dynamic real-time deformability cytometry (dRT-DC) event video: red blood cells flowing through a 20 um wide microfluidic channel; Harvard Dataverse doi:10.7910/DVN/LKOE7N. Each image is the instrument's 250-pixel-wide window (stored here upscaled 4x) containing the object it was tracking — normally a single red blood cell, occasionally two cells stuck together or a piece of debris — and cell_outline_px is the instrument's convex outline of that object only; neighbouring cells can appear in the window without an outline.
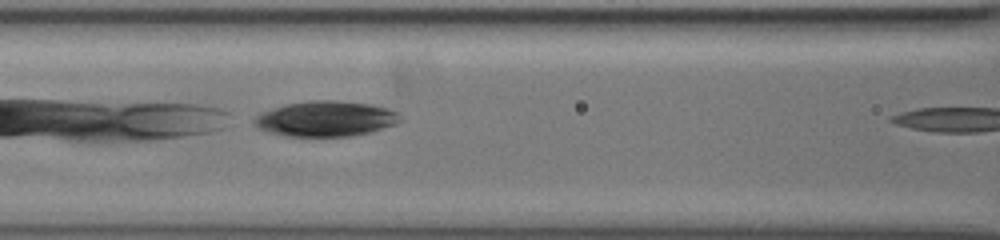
{"species": "common noctule bat (a hibernating species)", "species_latin": "Nyctalus noctula", "temperature_condition": "warm", "stored_images_in_passage": 13, "camera_frame_rate_fps": 3000, "um_per_image_px": 0.085, "animal": {"sex": "female", "body_mass_g": 19.5, "forearm_length_mm": 54.1}, "frame": {"image": 1, "passage_image": 11, "time_ms": 3.333, "image_size_px": [1000, 240], "cell_outline_px": [[404, 120], [396, 124], [372, 132], [352, 136], [284, 136], [264, 132], [256, 128], [252, 120], [260, 112], [288, 104], [312, 100], [336, 100], [372, 104], [400, 112]], "centroid_in_image_um": [27.7, 10.1], "position_along_channel_um": 138.9, "area_um2": 30.58}}